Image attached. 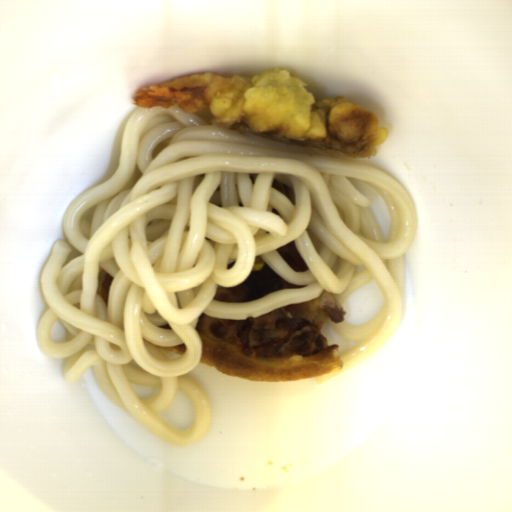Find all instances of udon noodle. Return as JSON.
<instances>
[{"mask_svg":"<svg viewBox=\"0 0 512 512\" xmlns=\"http://www.w3.org/2000/svg\"><path fill=\"white\" fill-rule=\"evenodd\" d=\"M294 189L296 205L272 188ZM389 214L383 240L369 209L376 197ZM40 281L47 306L37 346L65 359L63 379L90 367L100 389L138 424L176 447L198 442L209 412L199 381L187 376L203 352L196 328L202 314L251 319L330 293L343 303L374 282L382 306L374 318L330 324L340 338L360 341L341 354V369L360 364L391 336L399 319L404 256L417 233L408 189L368 159H346L224 125L180 108H137L120 141L112 174L75 197L62 219ZM307 264L295 272L278 254L290 241ZM261 256L279 276L303 289H284L243 304L213 299L218 286L246 280ZM113 278L108 307L97 293L100 271ZM61 321L66 342L49 334ZM186 344L178 359L158 348ZM132 384L160 386L150 398ZM194 409L192 427L177 432L157 414L177 392Z\"/></svg>","mask_w":512,"mask_h":512,"instance_id":"udon-noodle-1","label":"udon noodle"}]
</instances>
